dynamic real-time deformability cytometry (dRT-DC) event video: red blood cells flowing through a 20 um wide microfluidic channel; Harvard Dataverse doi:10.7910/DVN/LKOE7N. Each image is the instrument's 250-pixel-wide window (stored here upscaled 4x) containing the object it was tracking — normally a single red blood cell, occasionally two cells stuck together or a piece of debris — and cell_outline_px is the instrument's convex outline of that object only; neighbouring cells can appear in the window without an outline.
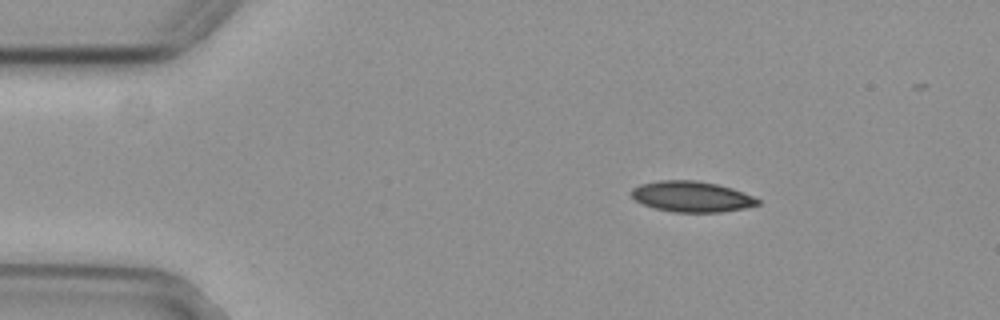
{"species": "common noctule bat (a hibernating species)", "species_latin": "Nyctalus noctula", "temperature_condition": "cold", "stored_images_in_passage": 44, "camera_frame_rate_fps": 3000, "um_per_image_px": 0.085, "animal": {"sex": "female", "body_mass_g": 29.2, "forearm_length_mm": 56.3}, "frame": {"image": 1, "passage_image": 1, "time_ms": 0.0, "image_size_px": [1000, 320], "cell_outline_px": [[760, 204], [744, 208], [720, 212], [672, 212], [656, 208], [644, 204], [636, 200], [632, 196], [632, 188], [640, 184], [660, 180], [696, 180], [716, 184], [732, 188], [752, 196], [760, 200]], "centroid_in_image_um": [58.79, 16.71], "position_along_channel_um": 26.2, "area_um2": 22.43}}
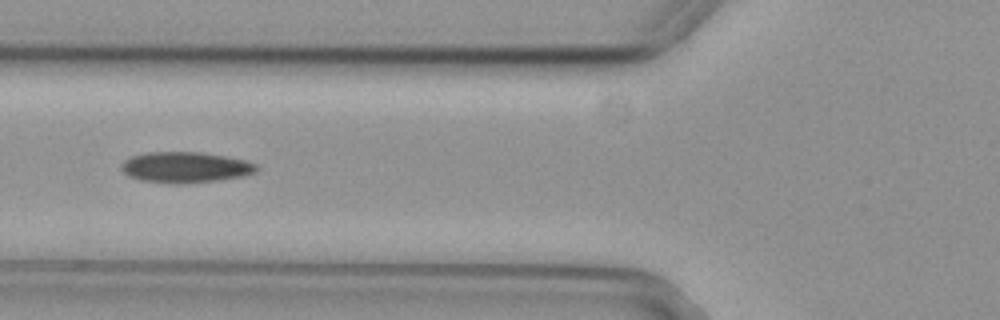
{"frame": {"image": 2, "passage_image": 13, "time_ms": 4.0, "image_size_px": [1000, 320], "cell_outline_px": [[256, 172], [244, 176], [220, 180], [180, 184], [172, 184], [140, 180], [128, 176], [120, 168], [120, 164], [124, 160], [132, 156], [148, 152], [200, 152], [224, 156], [244, 160], [256, 164]], "centroid_in_image_um": [15.72, 14.23], "position_along_channel_um": 110.1, "area_um2": 24.33}}
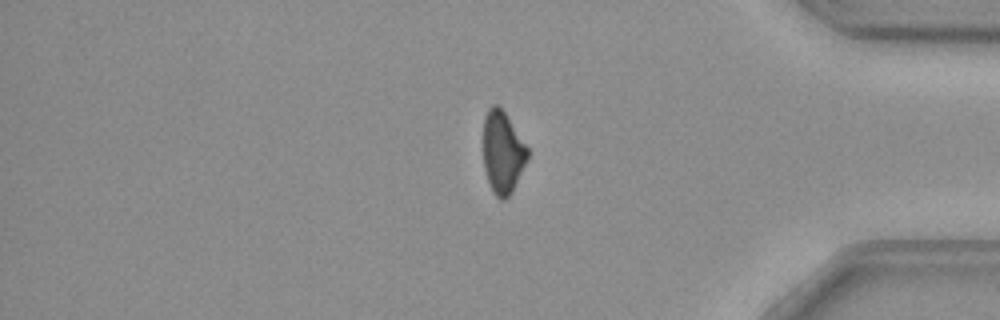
{"frame": {"image": 3, "passage_image": 38, "time_ms": 12.333, "image_size_px": [1000, 320], "cell_outline_px": [[528, 160], [512, 192], [504, 200], [500, 200], [492, 192], [484, 168], [484, 116], [488, 108], [492, 104], [496, 104], [504, 112], [528, 148]], "centroid_in_image_um": [42.72, 12.97], "position_along_channel_um": 392.5, "area_um2": 21.1}, "authors_computed_cell_mechanics": {"area_um2": 23.5824, "velocity_mm_per_s": 3.7248, "shape_relaxation_time_tau1_ms": 4.5068, "shape_relaxation_time_tau2_ms": null, "deformation_change_tau1": 0.1293, "deformation_change_tau2": null}}